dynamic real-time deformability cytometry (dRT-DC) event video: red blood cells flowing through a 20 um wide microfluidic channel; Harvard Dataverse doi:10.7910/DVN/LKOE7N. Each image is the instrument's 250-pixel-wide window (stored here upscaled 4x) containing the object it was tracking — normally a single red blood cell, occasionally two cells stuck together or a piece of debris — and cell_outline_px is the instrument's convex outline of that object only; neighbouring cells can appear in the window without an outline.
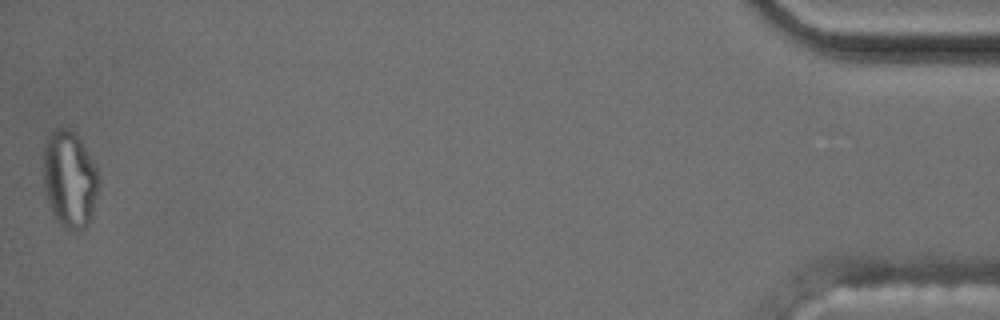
{"species": "common noctule bat (a hibernating species)", "species_latin": "Nyctalus noctula", "temperature_condition": "cold", "stored_images_in_passage": 55, "segment_of_instrument_passage": [2, 2], "camera_frame_rate_fps": 3000, "um_per_image_px": 0.085, "animal": {"sex": "male", "body_mass_g": 17.5, "forearm_length_mm": 52.3}, "frame": {"image": 1, "passage_image": 55, "time_ms": 18.0, "image_size_px": [1000, 320], "cell_outline_px": [[100, 188], [92, 216], [84, 228], [68, 228], [60, 224], [52, 212], [44, 188], [44, 148], [48, 136], [56, 128], [68, 128], [76, 132], [96, 168], [100, 176]], "centroid_in_image_um": [5.95, 15.21], "position_along_channel_um": 429.3, "area_um2": 31.1}}